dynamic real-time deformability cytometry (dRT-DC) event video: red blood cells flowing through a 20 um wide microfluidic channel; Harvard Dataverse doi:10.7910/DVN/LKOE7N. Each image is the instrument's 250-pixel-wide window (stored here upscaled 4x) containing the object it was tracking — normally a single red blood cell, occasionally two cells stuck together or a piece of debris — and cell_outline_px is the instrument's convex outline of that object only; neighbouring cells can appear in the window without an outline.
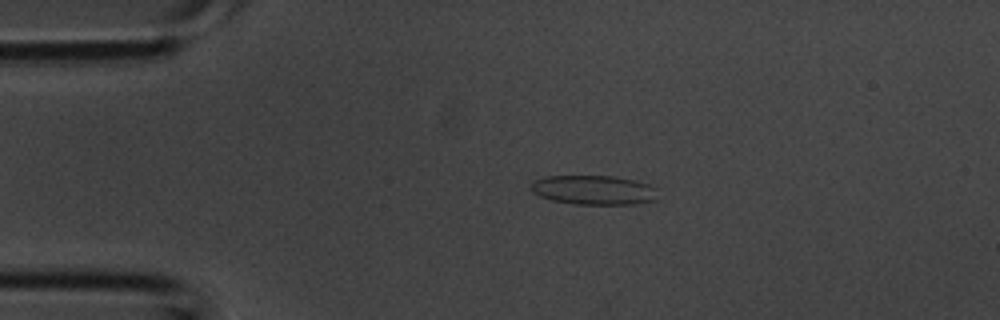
{"species": "common noctule bat (a hibernating species)", "species_latin": "Nyctalus noctula", "temperature_condition": "room temperature", "stored_images_in_passage": 31, "camera_frame_rate_fps": 3000, "um_per_image_px": 0.085, "animal": {"sex": "male", "body_mass_g": 20.1, "forearm_length_mm": 53.5}, "frame": {"image": 1, "passage_image": 1, "time_ms": 0.0, "image_size_px": [1000, 320], "cell_outline_px": [[656, 200], [632, 204], [572, 204], [552, 200], [540, 196], [532, 192], [532, 184], [536, 180], [544, 176], [612, 176], [636, 180], [648, 184], [656, 188]], "centroid_in_image_um": [50.48, 16.15], "position_along_channel_um": 34.5, "area_um2": 21.62}}
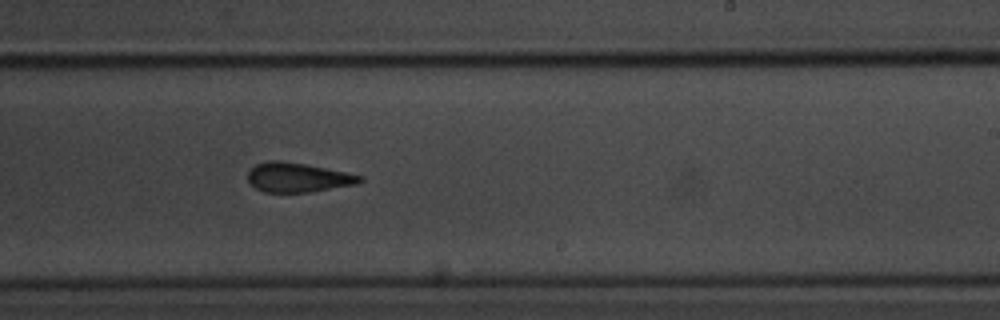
{"frame": {"image": 2, "passage_image": 16, "time_ms": 5.0, "image_size_px": [1000, 320], "cell_outline_px": [[364, 180], [356, 184], [308, 192], [264, 192], [256, 188], [248, 180], [248, 172], [256, 164], [268, 160], [280, 160], [304, 164], [364, 176]], "centroid_in_image_um": [25.3, 15.08], "position_along_channel_um": 263.7, "area_um2": 18.96}}
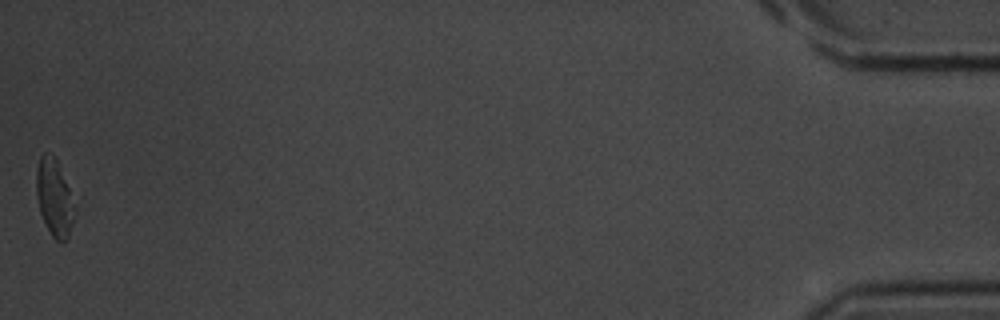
{"frame": {"image": 3, "passage_image": 31, "time_ms": 10.0, "image_size_px": [1000, 320], "cell_outline_px": [[76, 212], [68, 236], [60, 244], [52, 236], [40, 212], [36, 196], [36, 172], [40, 156], [44, 152], [52, 156], [56, 160], [68, 188], [76, 208]], "centroid_in_image_um": [4.61, 16.84], "position_along_channel_um": 430.6, "area_um2": 16.82}}